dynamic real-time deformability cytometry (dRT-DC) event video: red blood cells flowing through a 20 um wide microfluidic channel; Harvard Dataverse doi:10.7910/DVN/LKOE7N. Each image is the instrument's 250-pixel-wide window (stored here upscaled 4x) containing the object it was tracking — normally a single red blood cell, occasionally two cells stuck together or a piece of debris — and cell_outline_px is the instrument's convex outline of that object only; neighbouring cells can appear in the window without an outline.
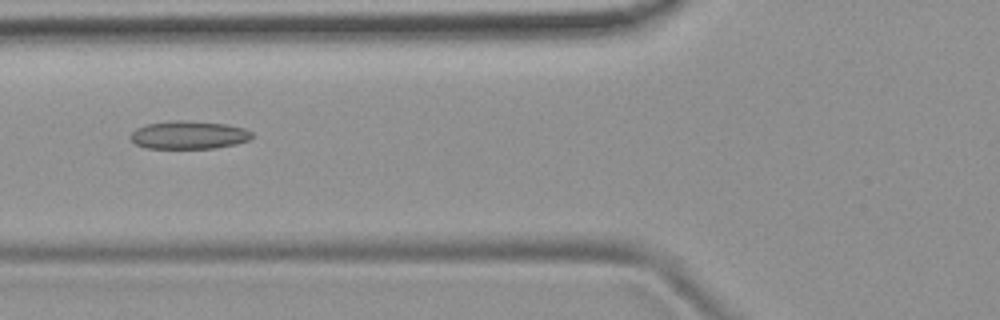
{"species": "common noctule bat (a hibernating species)", "species_latin": "Nyctalus noctula", "temperature_condition": "room temperature", "stored_images_in_passage": 7, "camera_frame_rate_fps": 3000, "um_per_image_px": 0.085, "animal": {"sex": "female", "body_mass_g": 19.9}, "frame": {"image": 1, "passage_image": 4, "time_ms": 4.333, "image_size_px": [1000, 320], "cell_outline_px": [[252, 136], [248, 140], [236, 144], [216, 148], [144, 148], [136, 144], [128, 136], [136, 128], [148, 124], [176, 120], [180, 120], [228, 124], [244, 128], [252, 132]], "centroid_in_image_um": [16.04, 11.48], "position_along_channel_um": 109.8, "area_um2": 19.83}}
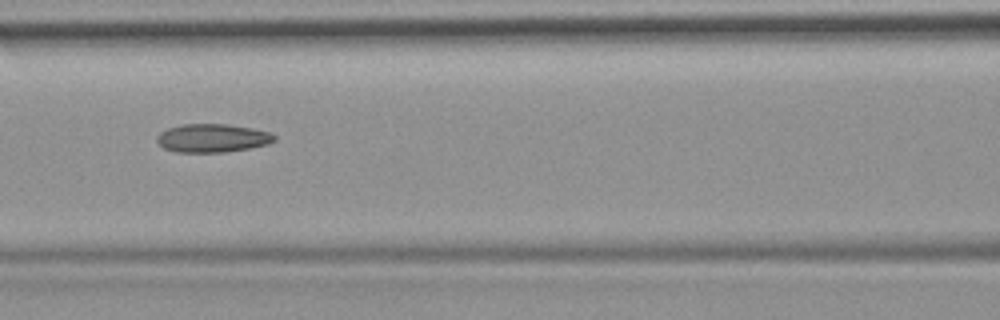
{"frame": {"image": 2, "passage_image": 5, "time_ms": 5.333, "image_size_px": [1000, 320], "cell_outline_px": [[276, 140], [268, 144], [248, 148], [224, 152], [176, 152], [164, 148], [156, 140], [156, 136], [160, 132], [168, 128], [184, 124], [228, 124], [252, 128], [268, 132], [276, 136]], "centroid_in_image_um": [18.04, 11.73], "position_along_channel_um": 148.6, "area_um2": 19.36}}
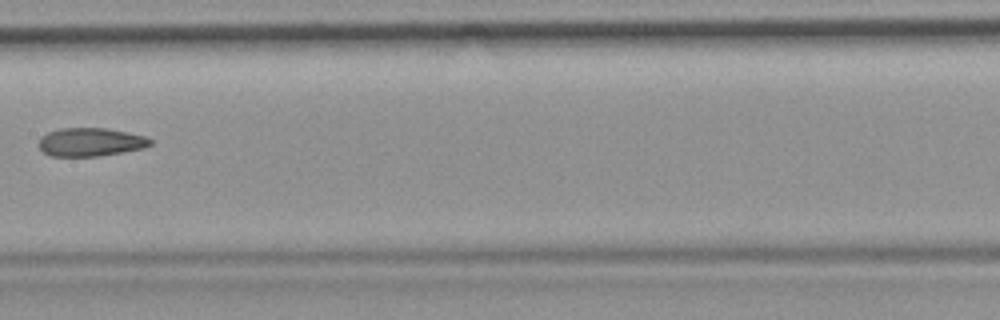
{"frame": {"image": 3, "passage_image": 6, "time_ms": 6.667, "image_size_px": [1000, 320], "cell_outline_px": [[152, 144], [144, 148], [124, 152], [100, 156], [52, 156], [44, 152], [40, 148], [40, 136], [48, 132], [60, 128], [104, 128], [128, 132], [148, 136], [152, 140]], "centroid_in_image_um": [7.74, 12.07], "position_along_channel_um": 199.7, "area_um2": 18.55}}